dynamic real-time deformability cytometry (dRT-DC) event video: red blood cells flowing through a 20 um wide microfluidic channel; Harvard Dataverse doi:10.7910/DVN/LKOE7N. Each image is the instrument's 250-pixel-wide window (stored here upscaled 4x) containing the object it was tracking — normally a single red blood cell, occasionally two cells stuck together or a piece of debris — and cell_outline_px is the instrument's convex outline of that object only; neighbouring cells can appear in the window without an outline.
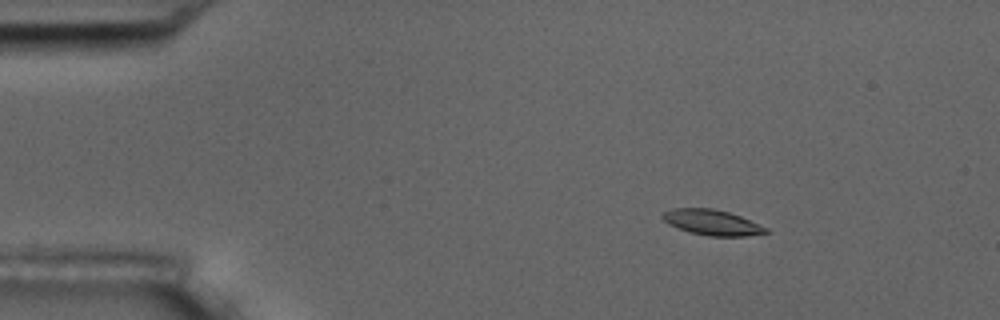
{"species": "common noctule bat (a hibernating species)", "species_latin": "Nyctalus noctula", "temperature_condition": "room temperature", "stored_images_in_passage": 4, "camera_frame_rate_fps": 3000, "um_per_image_px": 0.085, "animal": {"sex": "male", "body_mass_g": 17.5, "forearm_length_mm": 52.3}, "frame": {"image": 1, "passage_image": 1, "time_ms": 0.0, "image_size_px": [1000, 320], "cell_outline_px": [[768, 232], [748, 236], [708, 236], [688, 232], [668, 224], [660, 216], [664, 212], [672, 208], [712, 208], [728, 212], [740, 216], [768, 228]], "centroid_in_image_um": [60.49, 18.91], "position_along_channel_um": 24.5, "area_um2": 15.32}}